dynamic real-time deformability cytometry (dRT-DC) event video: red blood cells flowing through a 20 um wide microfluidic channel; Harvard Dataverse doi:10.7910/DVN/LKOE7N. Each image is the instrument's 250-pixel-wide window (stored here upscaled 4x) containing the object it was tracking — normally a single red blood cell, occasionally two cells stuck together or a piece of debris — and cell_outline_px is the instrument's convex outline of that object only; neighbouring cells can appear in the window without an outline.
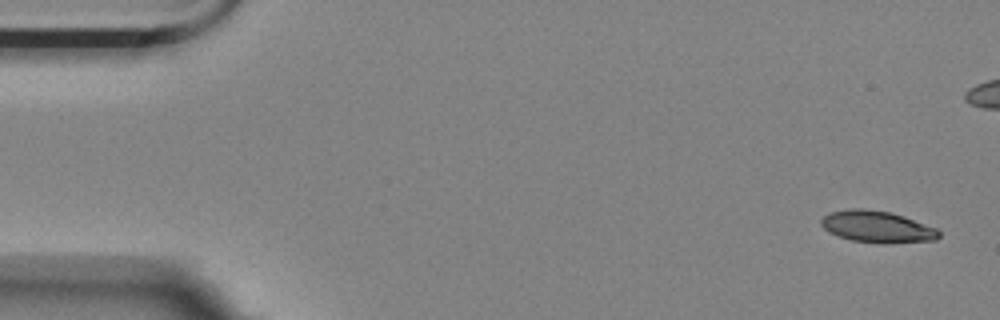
{"species": "Egyptian fruit bat (a non-hibernating species)", "species_latin": "Rousettus aegyptiacus", "temperature_condition": "room temperature", "stored_images_in_passage": 5, "camera_frame_rate_fps": 3000, "um_per_image_px": 0.085, "animal": {"sex": "female"}, "frame": {"image": 1, "passage_image": 1, "time_ms": 0.0, "image_size_px": [1000, 320], "cell_outline_px": [[940, 236], [936, 240], [852, 240], [828, 232], [820, 224], [820, 220], [828, 212], [852, 208], [864, 208], [892, 212], [904, 216], [936, 228], [940, 232]], "centroid_in_image_um": [74.48, 19.19], "position_along_channel_um": 10.5, "area_um2": 20.69}}
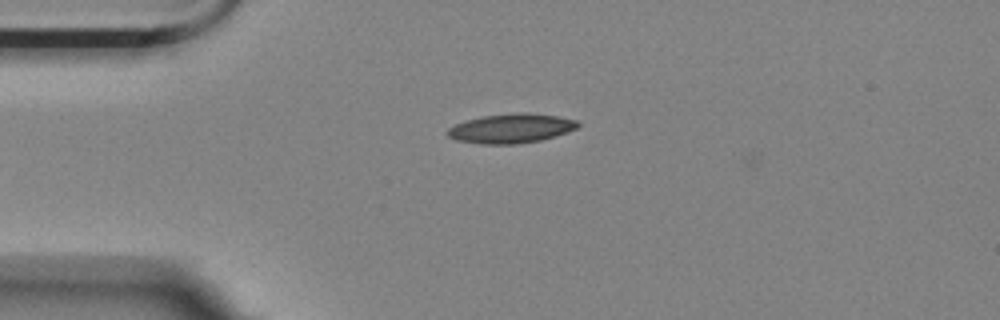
{"frame": {"image": 2, "passage_image": 5, "time_ms": 5.667, "image_size_px": [1000, 320], "cell_outline_px": [[580, 124], [576, 128], [568, 132], [556, 136], [540, 140], [516, 144], [480, 144], [456, 140], [448, 136], [444, 132], [448, 128], [456, 124], [480, 116], [520, 112], [528, 112], [556, 116], [576, 120]], "centroid_in_image_um": [43.42, 10.91], "position_along_channel_um": 41.6, "area_um2": 22.37}}